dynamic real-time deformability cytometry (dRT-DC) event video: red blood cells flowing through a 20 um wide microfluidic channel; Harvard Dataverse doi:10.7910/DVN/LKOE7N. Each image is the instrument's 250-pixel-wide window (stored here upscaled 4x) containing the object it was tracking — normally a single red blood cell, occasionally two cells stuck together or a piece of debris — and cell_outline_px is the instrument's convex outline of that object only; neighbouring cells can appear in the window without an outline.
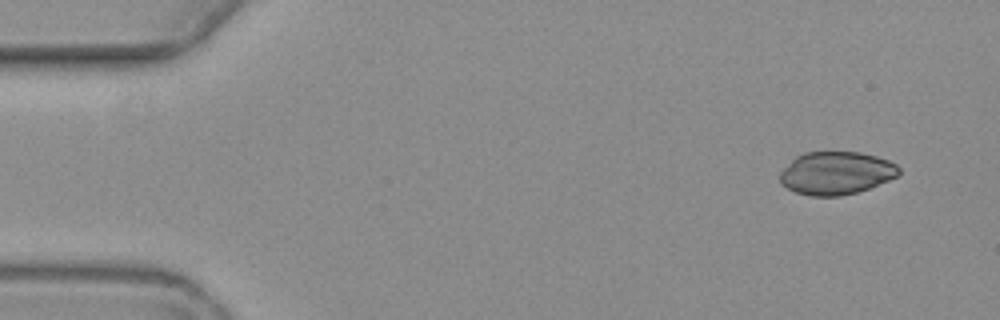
{"species": "common noctule bat (a hibernating species)", "species_latin": "Nyctalus noctula", "temperature_condition": "warm", "stored_images_in_passage": 4, "camera_frame_rate_fps": 3000, "um_per_image_px": 0.085, "animal": {"sex": "female", "body_mass_g": 19.3, "forearm_length_mm": 54.1}, "frame": {"image": 1, "passage_image": 1, "time_ms": 0.0, "image_size_px": [1000, 320], "cell_outline_px": [[900, 172], [896, 176], [888, 180], [868, 188], [856, 192], [840, 196], [812, 196], [796, 192], [788, 188], [780, 180], [780, 172], [796, 156], [804, 152], [860, 152], [876, 156], [888, 160], [896, 164], [900, 168]], "centroid_in_image_um": [71.08, 14.7], "position_along_channel_um": 13.9, "area_um2": 29.48}}